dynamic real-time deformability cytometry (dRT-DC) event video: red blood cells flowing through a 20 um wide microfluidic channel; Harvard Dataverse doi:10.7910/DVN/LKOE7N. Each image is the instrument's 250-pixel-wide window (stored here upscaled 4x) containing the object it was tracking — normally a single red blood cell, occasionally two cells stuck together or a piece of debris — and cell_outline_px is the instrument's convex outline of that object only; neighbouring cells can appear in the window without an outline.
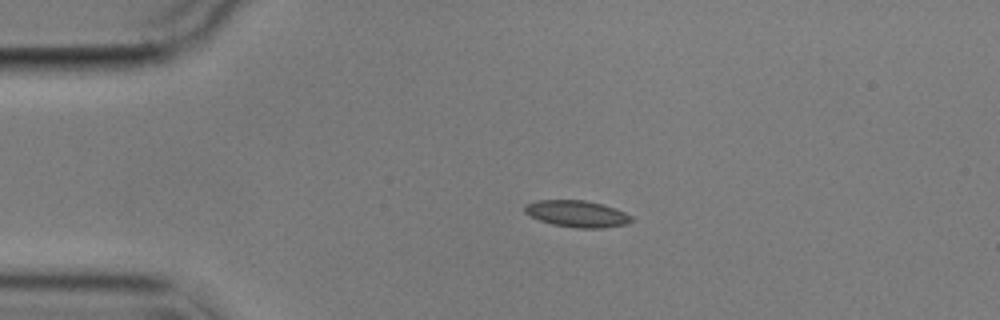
{"species": "common noctule bat (a hibernating species)", "species_latin": "Nyctalus noctula", "temperature_condition": "cold", "stored_images_in_passage": 4, "camera_frame_rate_fps": 3000, "um_per_image_px": 0.085, "animal": {"sex": "male", "body_mass_g": 17.9}, "frame": {"image": 1, "passage_image": 3, "time_ms": 2.333, "image_size_px": [1000, 320], "cell_outline_px": [[632, 220], [628, 224], [604, 228], [576, 228], [552, 224], [540, 220], [524, 212], [524, 204], [536, 200], [584, 200], [604, 204], [616, 208], [632, 216]], "centroid_in_image_um": [49.06, 18.17], "position_along_channel_um": 35.9, "area_um2": 16.7}}